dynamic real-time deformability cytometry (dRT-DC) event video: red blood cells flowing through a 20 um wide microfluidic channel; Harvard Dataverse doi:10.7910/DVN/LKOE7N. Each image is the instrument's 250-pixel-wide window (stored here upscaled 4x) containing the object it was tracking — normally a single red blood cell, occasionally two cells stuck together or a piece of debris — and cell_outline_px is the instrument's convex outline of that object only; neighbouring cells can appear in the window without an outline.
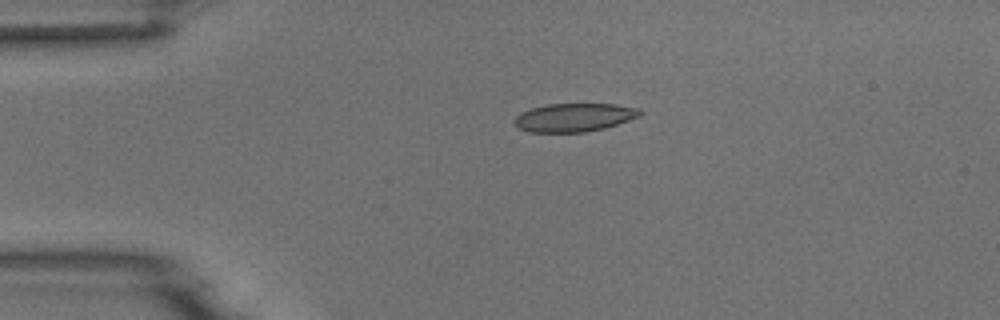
{"species": "common noctule bat (a hibernating species)", "species_latin": "Nyctalus noctula", "temperature_condition": "room temperature", "stored_images_in_passage": 4, "camera_frame_rate_fps": 3000, "um_per_image_px": 0.085, "animal": {"sex": "male", "body_mass_g": 18.8}, "frame": {"image": 1, "passage_image": 3, "time_ms": 3.0, "image_size_px": [1000, 320], "cell_outline_px": [[644, 112], [640, 116], [604, 128], [584, 132], [528, 132], [512, 124], [512, 120], [520, 112], [532, 108], [548, 104], [616, 104], [640, 108]], "centroid_in_image_um": [48.79, 9.98], "position_along_channel_um": 36.2, "area_um2": 20.87}}